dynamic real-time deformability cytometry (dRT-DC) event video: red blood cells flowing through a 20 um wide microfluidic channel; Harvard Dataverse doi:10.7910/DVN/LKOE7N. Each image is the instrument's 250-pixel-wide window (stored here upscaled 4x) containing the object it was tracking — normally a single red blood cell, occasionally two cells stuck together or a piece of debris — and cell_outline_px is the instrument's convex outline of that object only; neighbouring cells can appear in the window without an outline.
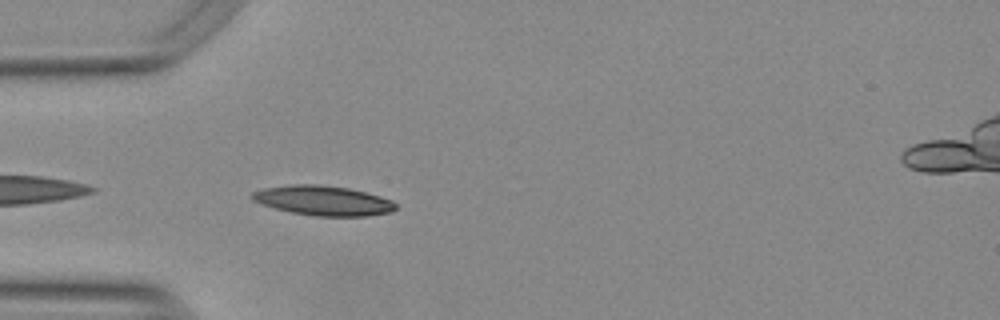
{"species": "Egyptian fruit bat (a non-hibernating species)", "species_latin": "Rousettus aegyptiacus", "temperature_condition": "warm", "stored_images_in_passage": 8, "camera_frame_rate_fps": 3000, "um_per_image_px": 0.085, "animal": {"sex": "female"}, "frame": {"image": 1, "passage_image": 2, "time_ms": 0.333, "image_size_px": [1000, 320], "cell_outline_px": [[396, 208], [392, 212], [364, 216], [316, 216], [292, 212], [260, 204], [252, 200], [248, 196], [252, 192], [264, 188], [292, 184], [316, 184], [348, 188], [380, 196], [392, 200], [396, 204]], "centroid_in_image_um": [27.44, 17.04], "position_along_channel_um": 57.6, "area_um2": 24.85}}
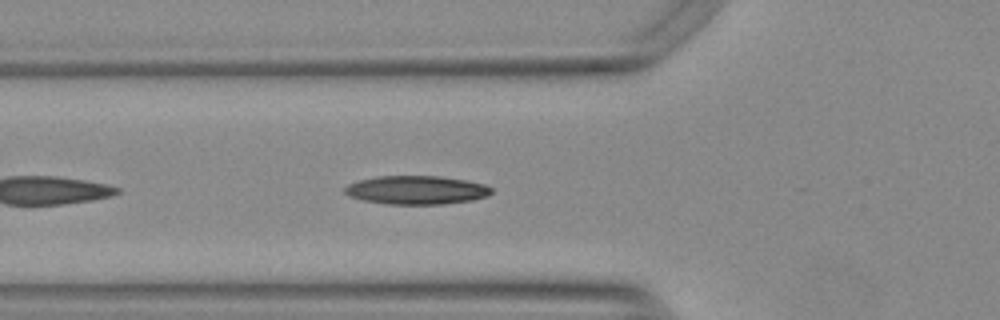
{"frame": {"image": 2, "passage_image": 5, "time_ms": 1.333, "image_size_px": [1000, 320], "cell_outline_px": [[492, 192], [488, 196], [472, 200], [444, 204], [384, 204], [364, 200], [348, 196], [344, 192], [344, 188], [348, 184], [360, 180], [380, 176], [440, 176], [468, 180], [484, 184], [492, 188]], "centroid_in_image_um": [35.42, 16.15], "position_along_channel_um": 90.4, "area_um2": 24.51}}